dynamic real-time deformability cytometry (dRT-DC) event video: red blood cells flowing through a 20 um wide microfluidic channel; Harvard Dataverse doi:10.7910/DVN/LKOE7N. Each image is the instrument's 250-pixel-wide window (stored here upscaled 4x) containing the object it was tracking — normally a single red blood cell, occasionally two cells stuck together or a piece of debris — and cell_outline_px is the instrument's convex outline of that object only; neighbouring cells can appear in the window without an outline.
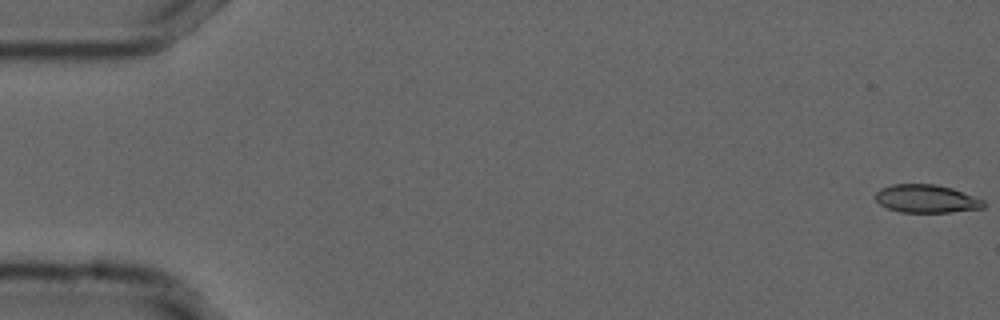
{"species": "common noctule bat (a hibernating species)", "species_latin": "Nyctalus noctula", "temperature_condition": "cold", "stored_images_in_passage": 55, "camera_frame_rate_fps": 3000, "um_per_image_px": 0.085, "animal": {"sex": "male", "forearm_length_mm": 52.5}, "frame": {"image": 1, "passage_image": 1, "time_ms": 0.0, "image_size_px": [1000, 320], "cell_outline_px": [[984, 208], [952, 212], [900, 212], [888, 208], [880, 204], [876, 200], [876, 192], [880, 188], [892, 184], [936, 184], [952, 188], [984, 200]], "centroid_in_image_um": [78.74, 16.89], "position_along_channel_um": 6.3, "area_um2": 17.69}}
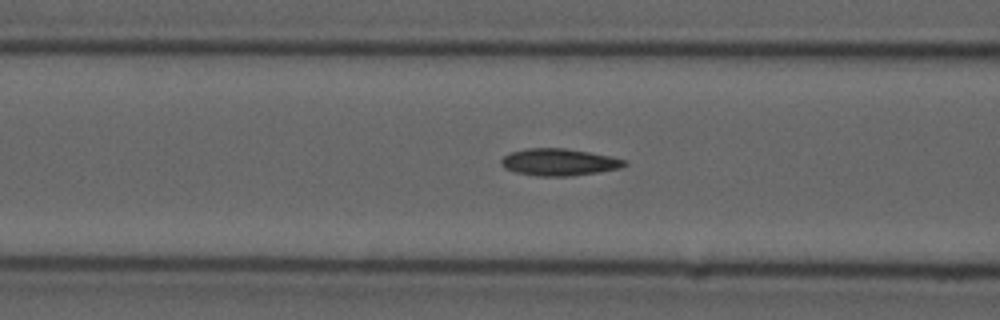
{"frame": {"image": 2, "passage_image": 22, "time_ms": 7.0, "image_size_px": [1000, 320], "cell_outline_px": [[628, 164], [620, 168], [600, 172], [572, 176], [536, 176], [516, 172], [504, 168], [500, 164], [500, 160], [508, 152], [528, 148], [564, 148], [588, 152], [608, 156], [624, 160]], "centroid_in_image_um": [47.47, 13.79], "position_along_channel_um": 119.1, "area_um2": 19.42}}
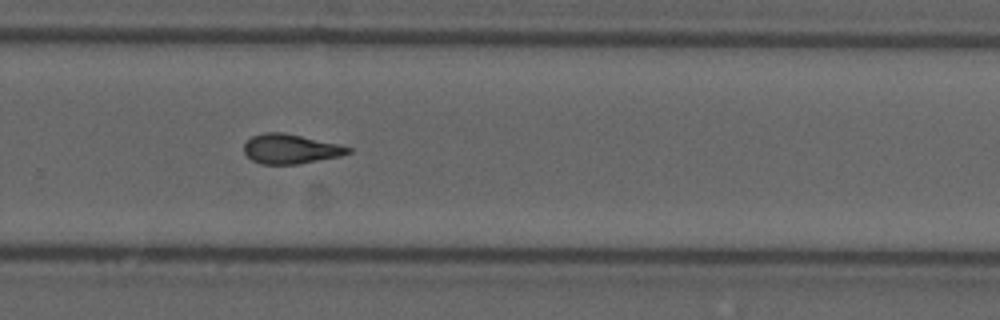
{"frame": {"image": 3, "passage_image": 37, "time_ms": 12.0, "image_size_px": [1000, 320], "cell_outline_px": [[352, 152], [340, 156], [296, 164], [260, 164], [252, 160], [244, 152], [244, 144], [252, 136], [264, 132], [284, 132], [340, 144], [352, 148]], "centroid_in_image_um": [24.7, 12.65], "position_along_channel_um": 305.1, "area_um2": 17.98}, "authors_computed_cell_mechanics": {"area_um2": 18.1492, "velocity_mm_per_s": 3.724, "shape_relaxation_time_tau1_ms": null, "shape_relaxation_time_tau2_ms": 3.2549, "deformation_change_tau1": null, "deformation_change_tau2": 0.1024}}